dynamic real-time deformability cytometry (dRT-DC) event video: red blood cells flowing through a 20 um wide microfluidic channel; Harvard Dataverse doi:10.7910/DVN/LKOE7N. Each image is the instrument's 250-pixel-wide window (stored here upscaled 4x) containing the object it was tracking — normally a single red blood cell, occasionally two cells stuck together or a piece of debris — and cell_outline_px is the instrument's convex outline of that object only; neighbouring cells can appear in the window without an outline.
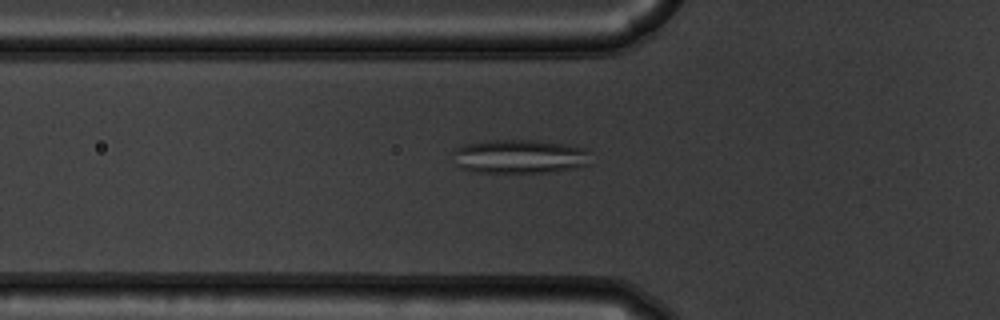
{"species": "common noctule bat (a hibernating species)", "species_latin": "Nyctalus noctula", "temperature_condition": "warm", "stored_images_in_passage": 53, "camera_frame_rate_fps": 3000, "um_per_image_px": 0.085, "animal": {"sex": "male", "body_mass_g": 19.5, "forearm_length_mm": 54.6}, "frame": {"image": 1, "passage_image": 18, "time_ms": 5.667, "image_size_px": [1000, 320], "cell_outline_px": [[588, 164], [572, 168], [548, 172], [472, 172], [460, 168], [456, 164], [452, 152], [456, 148], [464, 144], [488, 140], [536, 140], [564, 144], [584, 148], [588, 152]], "centroid_in_image_um": [44.09, 13.29], "position_along_channel_um": 81.7, "area_um2": 27.11}}
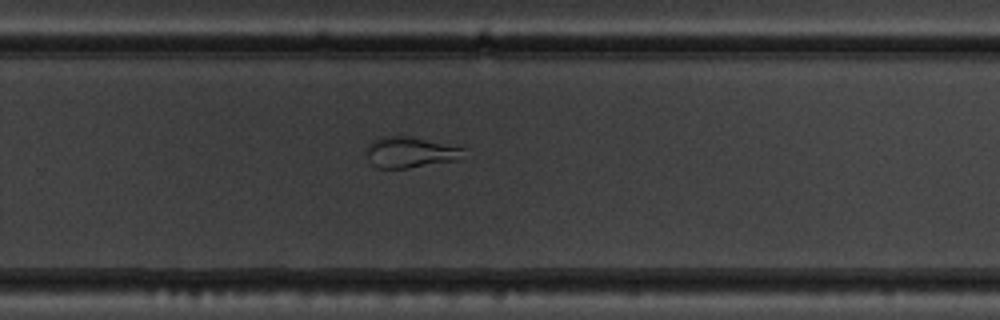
{"frame": {"image": 2, "passage_image": 35, "time_ms": 11.333, "image_size_px": [1000, 320], "cell_outline_px": [[464, 148], [460, 160], [408, 168], [376, 168], [368, 160], [364, 148], [372, 140], [380, 136], [412, 136]], "centroid_in_image_um": [34.8, 12.94], "position_along_channel_um": 295.0, "area_um2": 17.74}}
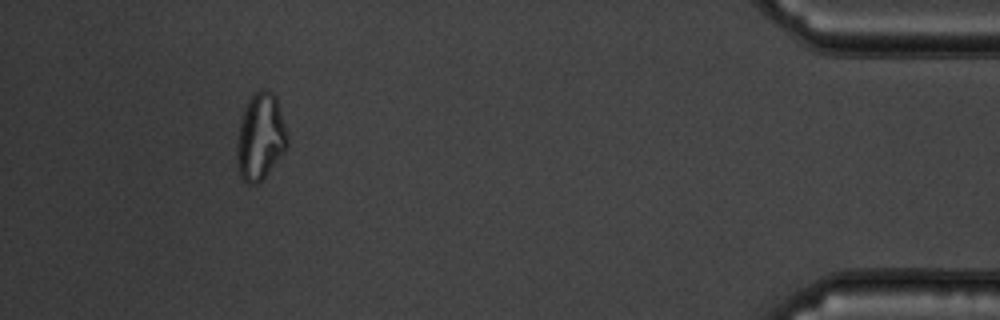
{"frame": {"image": 3, "passage_image": 49, "time_ms": 16.0, "image_size_px": [1000, 320], "cell_outline_px": [[288, 144], [284, 152], [264, 176], [256, 184], [248, 184], [240, 176], [236, 160], [236, 140], [240, 116], [248, 100], [260, 88], [268, 88], [276, 96], [288, 132]], "centroid_in_image_um": [22.12, 11.58], "position_along_channel_um": 413.1, "area_um2": 25.89}, "authors_computed_cell_mechanics": {"area_um2": 25.3742, "velocity_mm_per_s": 3.7615, "shape_relaxation_time_tau1_ms": null, "shape_relaxation_time_tau2_ms": 1.4685, "deformation_change_tau1": null, "deformation_change_tau2": 0.0825}}